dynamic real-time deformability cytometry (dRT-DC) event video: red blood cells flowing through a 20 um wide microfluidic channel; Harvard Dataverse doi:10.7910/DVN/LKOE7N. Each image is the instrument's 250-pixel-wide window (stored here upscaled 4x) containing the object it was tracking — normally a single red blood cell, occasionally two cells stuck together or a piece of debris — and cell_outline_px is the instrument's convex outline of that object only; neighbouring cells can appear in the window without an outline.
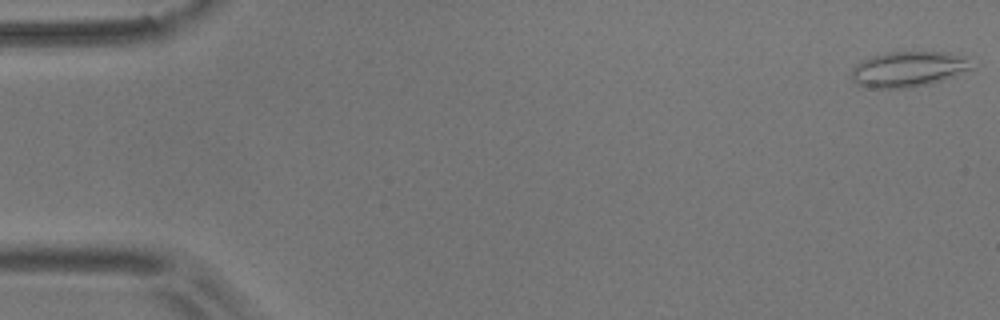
{"species": "common noctule bat (a hibernating species)", "species_latin": "Nyctalus noctula", "temperature_condition": "room temperature", "stored_images_in_passage": 44, "camera_frame_rate_fps": 3000, "um_per_image_px": 0.085, "animal": {"sex": "male", "body_mass_g": 17.9}, "frame": {"image": 1, "passage_image": 1, "time_ms": 0.0, "image_size_px": [1000, 320], "cell_outline_px": [[976, 68], [928, 84], [908, 88], [872, 88], [856, 84], [852, 80], [852, 68], [856, 64], [872, 56], [888, 52], [948, 52], [964, 56]], "centroid_in_image_um": [77.21, 5.87], "position_along_channel_um": 7.8, "area_um2": 24.74}}
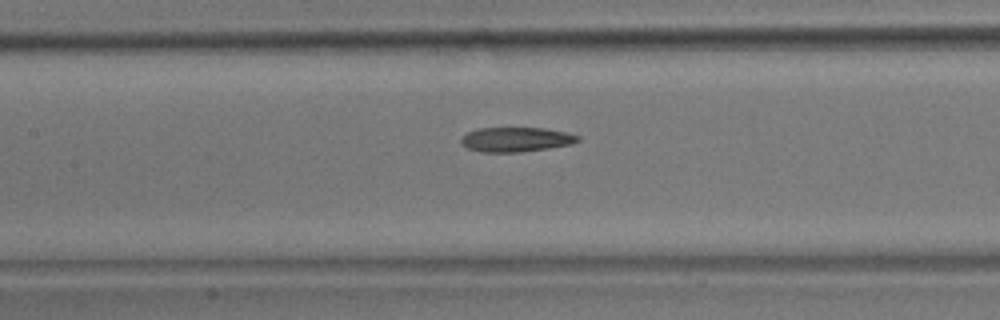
{"frame": {"image": 2, "passage_image": 25, "time_ms": 8.0, "image_size_px": [1000, 320], "cell_outline_px": [[580, 140], [572, 144], [548, 148], [520, 152], [480, 152], [468, 148], [460, 144], [460, 136], [468, 132], [480, 128], [544, 128], [568, 132], [580, 136]], "centroid_in_image_um": [43.85, 11.85], "position_along_channel_um": 163.6, "area_um2": 16.88}}
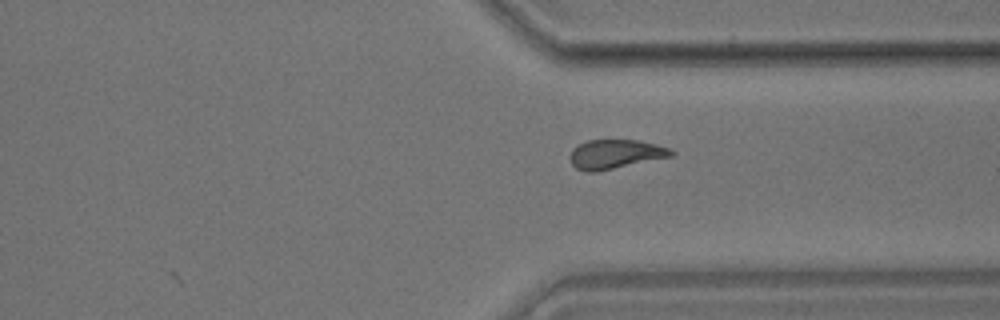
{"frame": {"image": 3, "passage_image": 41, "time_ms": 13.333, "image_size_px": [1000, 320], "cell_outline_px": [[676, 152], [672, 156], [596, 172], [588, 172], [576, 168], [572, 164], [572, 148], [588, 140], [636, 140], [656, 144], [672, 148]], "centroid_in_image_um": [52.35, 13.1], "position_along_channel_um": 359.0, "area_um2": 17.05}, "authors_computed_cell_mechanics": {"area_um2": 17.7446, "velocity_mm_per_s": 3.6759, "shape_relaxation_time_tau1_ms": null, "shape_relaxation_time_tau2_ms": 2.7517, "deformation_change_tau1": null, "deformation_change_tau2": 0.0986}}